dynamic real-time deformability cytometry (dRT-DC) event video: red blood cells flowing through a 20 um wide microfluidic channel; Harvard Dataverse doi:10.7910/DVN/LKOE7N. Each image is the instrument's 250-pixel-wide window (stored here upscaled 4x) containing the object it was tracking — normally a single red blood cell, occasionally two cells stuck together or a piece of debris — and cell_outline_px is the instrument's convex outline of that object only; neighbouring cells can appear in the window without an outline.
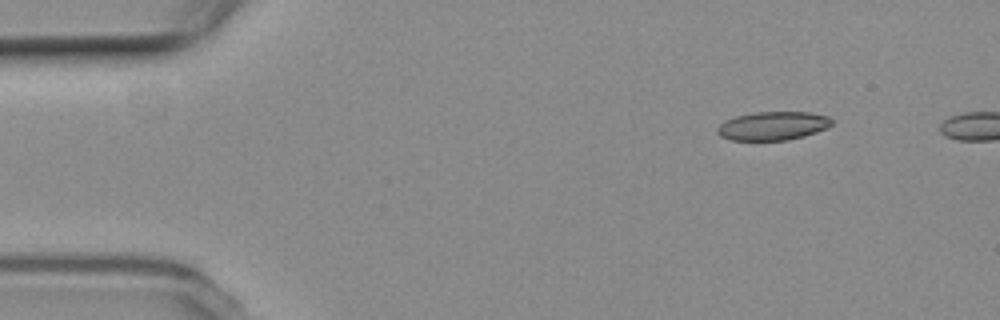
{"species": "common noctule bat (a hibernating species)", "species_latin": "Nyctalus noctula", "temperature_condition": "room temperature", "stored_images_in_passage": 2, "camera_frame_rate_fps": 3000, "um_per_image_px": 0.085, "animal": {"sex": "female", "body_mass_g": 19.3, "forearm_length_mm": 54.1}, "frame": {"image": 1, "passage_image": 1, "time_ms": 0.0, "image_size_px": [1000, 320], "cell_outline_px": [[832, 124], [828, 128], [804, 136], [788, 140], [728, 140], [720, 136], [716, 132], [716, 128], [724, 120], [736, 116], [756, 112], [812, 112], [828, 116], [832, 120]], "centroid_in_image_um": [65.68, 10.7], "position_along_channel_um": 19.3, "area_um2": 19.25}}